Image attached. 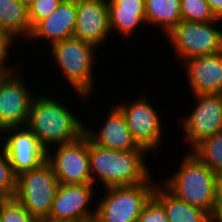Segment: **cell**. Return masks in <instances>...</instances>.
Segmentation results:
<instances>
[{
    "label": "cell",
    "mask_w": 222,
    "mask_h": 222,
    "mask_svg": "<svg viewBox=\"0 0 222 222\" xmlns=\"http://www.w3.org/2000/svg\"><path fill=\"white\" fill-rule=\"evenodd\" d=\"M193 95L222 93V52L183 61Z\"/></svg>",
    "instance_id": "obj_15"
},
{
    "label": "cell",
    "mask_w": 222,
    "mask_h": 222,
    "mask_svg": "<svg viewBox=\"0 0 222 222\" xmlns=\"http://www.w3.org/2000/svg\"><path fill=\"white\" fill-rule=\"evenodd\" d=\"M0 25L14 38L31 35L28 8L20 0H0Z\"/></svg>",
    "instance_id": "obj_21"
},
{
    "label": "cell",
    "mask_w": 222,
    "mask_h": 222,
    "mask_svg": "<svg viewBox=\"0 0 222 222\" xmlns=\"http://www.w3.org/2000/svg\"><path fill=\"white\" fill-rule=\"evenodd\" d=\"M5 197L0 193V202L4 199Z\"/></svg>",
    "instance_id": "obj_34"
},
{
    "label": "cell",
    "mask_w": 222,
    "mask_h": 222,
    "mask_svg": "<svg viewBox=\"0 0 222 222\" xmlns=\"http://www.w3.org/2000/svg\"><path fill=\"white\" fill-rule=\"evenodd\" d=\"M216 177L210 167L187 152L180 168L163 184L178 199L205 210L214 219Z\"/></svg>",
    "instance_id": "obj_3"
},
{
    "label": "cell",
    "mask_w": 222,
    "mask_h": 222,
    "mask_svg": "<svg viewBox=\"0 0 222 222\" xmlns=\"http://www.w3.org/2000/svg\"><path fill=\"white\" fill-rule=\"evenodd\" d=\"M182 20L211 22L217 20L206 0H180Z\"/></svg>",
    "instance_id": "obj_23"
},
{
    "label": "cell",
    "mask_w": 222,
    "mask_h": 222,
    "mask_svg": "<svg viewBox=\"0 0 222 222\" xmlns=\"http://www.w3.org/2000/svg\"><path fill=\"white\" fill-rule=\"evenodd\" d=\"M92 183H59L49 217L69 222H85L95 218L96 210L88 208L94 194Z\"/></svg>",
    "instance_id": "obj_13"
},
{
    "label": "cell",
    "mask_w": 222,
    "mask_h": 222,
    "mask_svg": "<svg viewBox=\"0 0 222 222\" xmlns=\"http://www.w3.org/2000/svg\"><path fill=\"white\" fill-rule=\"evenodd\" d=\"M146 152L148 153L145 149L119 151L105 148L92 143L89 139L92 184L97 180L107 188L146 182L151 177L145 164L144 153Z\"/></svg>",
    "instance_id": "obj_1"
},
{
    "label": "cell",
    "mask_w": 222,
    "mask_h": 222,
    "mask_svg": "<svg viewBox=\"0 0 222 222\" xmlns=\"http://www.w3.org/2000/svg\"><path fill=\"white\" fill-rule=\"evenodd\" d=\"M27 8L37 0H20Z\"/></svg>",
    "instance_id": "obj_32"
},
{
    "label": "cell",
    "mask_w": 222,
    "mask_h": 222,
    "mask_svg": "<svg viewBox=\"0 0 222 222\" xmlns=\"http://www.w3.org/2000/svg\"><path fill=\"white\" fill-rule=\"evenodd\" d=\"M85 222H98V221L94 218V219H91V220H88V221H85Z\"/></svg>",
    "instance_id": "obj_33"
},
{
    "label": "cell",
    "mask_w": 222,
    "mask_h": 222,
    "mask_svg": "<svg viewBox=\"0 0 222 222\" xmlns=\"http://www.w3.org/2000/svg\"><path fill=\"white\" fill-rule=\"evenodd\" d=\"M214 222H222V174L216 177V215Z\"/></svg>",
    "instance_id": "obj_29"
},
{
    "label": "cell",
    "mask_w": 222,
    "mask_h": 222,
    "mask_svg": "<svg viewBox=\"0 0 222 222\" xmlns=\"http://www.w3.org/2000/svg\"><path fill=\"white\" fill-rule=\"evenodd\" d=\"M58 184L51 166L44 162L40 167L17 176L14 198L32 217H49Z\"/></svg>",
    "instance_id": "obj_6"
},
{
    "label": "cell",
    "mask_w": 222,
    "mask_h": 222,
    "mask_svg": "<svg viewBox=\"0 0 222 222\" xmlns=\"http://www.w3.org/2000/svg\"><path fill=\"white\" fill-rule=\"evenodd\" d=\"M77 18V0H63L48 17L40 20L33 28L30 39L48 40L49 44L73 37Z\"/></svg>",
    "instance_id": "obj_16"
},
{
    "label": "cell",
    "mask_w": 222,
    "mask_h": 222,
    "mask_svg": "<svg viewBox=\"0 0 222 222\" xmlns=\"http://www.w3.org/2000/svg\"><path fill=\"white\" fill-rule=\"evenodd\" d=\"M110 30L131 36L137 27L146 23L145 0H107Z\"/></svg>",
    "instance_id": "obj_18"
},
{
    "label": "cell",
    "mask_w": 222,
    "mask_h": 222,
    "mask_svg": "<svg viewBox=\"0 0 222 222\" xmlns=\"http://www.w3.org/2000/svg\"><path fill=\"white\" fill-rule=\"evenodd\" d=\"M158 185L153 196L163 205L169 222H214L205 210L178 199L163 184L162 187Z\"/></svg>",
    "instance_id": "obj_19"
},
{
    "label": "cell",
    "mask_w": 222,
    "mask_h": 222,
    "mask_svg": "<svg viewBox=\"0 0 222 222\" xmlns=\"http://www.w3.org/2000/svg\"><path fill=\"white\" fill-rule=\"evenodd\" d=\"M106 0H77V18L73 37L100 47L110 34Z\"/></svg>",
    "instance_id": "obj_14"
},
{
    "label": "cell",
    "mask_w": 222,
    "mask_h": 222,
    "mask_svg": "<svg viewBox=\"0 0 222 222\" xmlns=\"http://www.w3.org/2000/svg\"><path fill=\"white\" fill-rule=\"evenodd\" d=\"M192 148L191 152L216 175L222 174V131L206 137Z\"/></svg>",
    "instance_id": "obj_22"
},
{
    "label": "cell",
    "mask_w": 222,
    "mask_h": 222,
    "mask_svg": "<svg viewBox=\"0 0 222 222\" xmlns=\"http://www.w3.org/2000/svg\"><path fill=\"white\" fill-rule=\"evenodd\" d=\"M131 103L117 106L125 116L127 127L139 146L148 152L156 151L161 144L162 135V121L159 114L145 96Z\"/></svg>",
    "instance_id": "obj_11"
},
{
    "label": "cell",
    "mask_w": 222,
    "mask_h": 222,
    "mask_svg": "<svg viewBox=\"0 0 222 222\" xmlns=\"http://www.w3.org/2000/svg\"><path fill=\"white\" fill-rule=\"evenodd\" d=\"M14 37L0 25V68H9L5 65L8 49L10 48L11 42L13 43Z\"/></svg>",
    "instance_id": "obj_28"
},
{
    "label": "cell",
    "mask_w": 222,
    "mask_h": 222,
    "mask_svg": "<svg viewBox=\"0 0 222 222\" xmlns=\"http://www.w3.org/2000/svg\"><path fill=\"white\" fill-rule=\"evenodd\" d=\"M217 19L222 20V0H206Z\"/></svg>",
    "instance_id": "obj_30"
},
{
    "label": "cell",
    "mask_w": 222,
    "mask_h": 222,
    "mask_svg": "<svg viewBox=\"0 0 222 222\" xmlns=\"http://www.w3.org/2000/svg\"><path fill=\"white\" fill-rule=\"evenodd\" d=\"M196 107L184 119L186 140L195 146L206 137L222 131V93L194 95Z\"/></svg>",
    "instance_id": "obj_12"
},
{
    "label": "cell",
    "mask_w": 222,
    "mask_h": 222,
    "mask_svg": "<svg viewBox=\"0 0 222 222\" xmlns=\"http://www.w3.org/2000/svg\"><path fill=\"white\" fill-rule=\"evenodd\" d=\"M97 46L76 37H70L51 45L55 61L62 69L70 85L82 98L93 92V61Z\"/></svg>",
    "instance_id": "obj_4"
},
{
    "label": "cell",
    "mask_w": 222,
    "mask_h": 222,
    "mask_svg": "<svg viewBox=\"0 0 222 222\" xmlns=\"http://www.w3.org/2000/svg\"><path fill=\"white\" fill-rule=\"evenodd\" d=\"M0 193L4 197H14L16 192V179L9 159L2 146L0 148Z\"/></svg>",
    "instance_id": "obj_25"
},
{
    "label": "cell",
    "mask_w": 222,
    "mask_h": 222,
    "mask_svg": "<svg viewBox=\"0 0 222 222\" xmlns=\"http://www.w3.org/2000/svg\"><path fill=\"white\" fill-rule=\"evenodd\" d=\"M26 126L46 150L51 144L76 141L85 133V125L68 107L44 95L34 96Z\"/></svg>",
    "instance_id": "obj_2"
},
{
    "label": "cell",
    "mask_w": 222,
    "mask_h": 222,
    "mask_svg": "<svg viewBox=\"0 0 222 222\" xmlns=\"http://www.w3.org/2000/svg\"><path fill=\"white\" fill-rule=\"evenodd\" d=\"M138 222H169L163 205L152 196L142 210Z\"/></svg>",
    "instance_id": "obj_27"
},
{
    "label": "cell",
    "mask_w": 222,
    "mask_h": 222,
    "mask_svg": "<svg viewBox=\"0 0 222 222\" xmlns=\"http://www.w3.org/2000/svg\"><path fill=\"white\" fill-rule=\"evenodd\" d=\"M63 0H37L28 7V16L33 28L40 20L52 14Z\"/></svg>",
    "instance_id": "obj_26"
},
{
    "label": "cell",
    "mask_w": 222,
    "mask_h": 222,
    "mask_svg": "<svg viewBox=\"0 0 222 222\" xmlns=\"http://www.w3.org/2000/svg\"><path fill=\"white\" fill-rule=\"evenodd\" d=\"M1 222H36V218L14 197H5L0 202Z\"/></svg>",
    "instance_id": "obj_24"
},
{
    "label": "cell",
    "mask_w": 222,
    "mask_h": 222,
    "mask_svg": "<svg viewBox=\"0 0 222 222\" xmlns=\"http://www.w3.org/2000/svg\"><path fill=\"white\" fill-rule=\"evenodd\" d=\"M36 222H69L67 220H61V219H54L51 217H43L36 219Z\"/></svg>",
    "instance_id": "obj_31"
},
{
    "label": "cell",
    "mask_w": 222,
    "mask_h": 222,
    "mask_svg": "<svg viewBox=\"0 0 222 222\" xmlns=\"http://www.w3.org/2000/svg\"><path fill=\"white\" fill-rule=\"evenodd\" d=\"M146 24L160 27L164 35L181 20L180 0H145Z\"/></svg>",
    "instance_id": "obj_20"
},
{
    "label": "cell",
    "mask_w": 222,
    "mask_h": 222,
    "mask_svg": "<svg viewBox=\"0 0 222 222\" xmlns=\"http://www.w3.org/2000/svg\"><path fill=\"white\" fill-rule=\"evenodd\" d=\"M6 131L9 136L2 142L3 148L16 177L46 162L47 150L27 126L6 128L0 134Z\"/></svg>",
    "instance_id": "obj_10"
},
{
    "label": "cell",
    "mask_w": 222,
    "mask_h": 222,
    "mask_svg": "<svg viewBox=\"0 0 222 222\" xmlns=\"http://www.w3.org/2000/svg\"><path fill=\"white\" fill-rule=\"evenodd\" d=\"M13 70L10 66L0 68V133L6 128L26 126L35 96Z\"/></svg>",
    "instance_id": "obj_8"
},
{
    "label": "cell",
    "mask_w": 222,
    "mask_h": 222,
    "mask_svg": "<svg viewBox=\"0 0 222 222\" xmlns=\"http://www.w3.org/2000/svg\"><path fill=\"white\" fill-rule=\"evenodd\" d=\"M217 19L211 22H190L181 20L165 35L175 54L181 61L190 58L222 52V30L214 28ZM213 24V25H212Z\"/></svg>",
    "instance_id": "obj_7"
},
{
    "label": "cell",
    "mask_w": 222,
    "mask_h": 222,
    "mask_svg": "<svg viewBox=\"0 0 222 222\" xmlns=\"http://www.w3.org/2000/svg\"><path fill=\"white\" fill-rule=\"evenodd\" d=\"M151 178L136 185L107 187L105 196L96 205L95 219L98 222H138L156 187Z\"/></svg>",
    "instance_id": "obj_5"
},
{
    "label": "cell",
    "mask_w": 222,
    "mask_h": 222,
    "mask_svg": "<svg viewBox=\"0 0 222 222\" xmlns=\"http://www.w3.org/2000/svg\"><path fill=\"white\" fill-rule=\"evenodd\" d=\"M84 134L92 143L101 147L119 151L144 149L134 140L127 127L125 116L117 105L110 109L105 124L97 133L85 127Z\"/></svg>",
    "instance_id": "obj_17"
},
{
    "label": "cell",
    "mask_w": 222,
    "mask_h": 222,
    "mask_svg": "<svg viewBox=\"0 0 222 222\" xmlns=\"http://www.w3.org/2000/svg\"><path fill=\"white\" fill-rule=\"evenodd\" d=\"M55 154L47 150L46 162L63 184L92 183L89 165V138L84 134L78 140L60 144ZM54 155V156H53Z\"/></svg>",
    "instance_id": "obj_9"
}]
</instances>
